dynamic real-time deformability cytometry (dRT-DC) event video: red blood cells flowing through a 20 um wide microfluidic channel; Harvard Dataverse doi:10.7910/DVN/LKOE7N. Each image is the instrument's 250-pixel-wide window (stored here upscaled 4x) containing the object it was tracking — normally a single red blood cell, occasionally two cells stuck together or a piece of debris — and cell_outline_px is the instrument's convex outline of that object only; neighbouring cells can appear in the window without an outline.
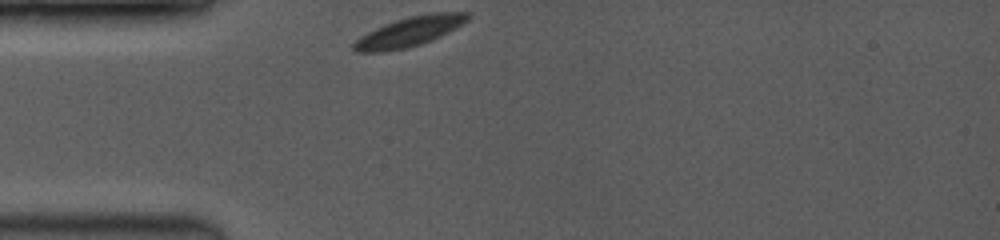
{"species": "common noctule bat (a hibernating species)", "species_latin": "Nyctalus noctula", "temperature_condition": "room temperature", "stored_images_in_passage": 38, "camera_frame_rate_fps": 3500, "um_per_image_px": 0.085, "animal": {"sex": "female", "body_mass_g": 19.0, "forearm_length_mm": 53.3}, "frame": {"image": 1, "passage_image": 1, "time_ms": 0.0, "image_size_px": [1000, 240], "cell_outline_px": [[472, 16], [468, 20], [456, 28], [432, 40], [420, 44], [404, 48], [384, 52], [356, 52], [352, 48], [352, 44], [360, 36], [384, 24], [396, 20], [412, 16], [432, 12], [468, 12]], "centroid_in_image_um": [34.81, 2.69], "position_along_channel_um": 50.2, "area_um2": 19.59}}
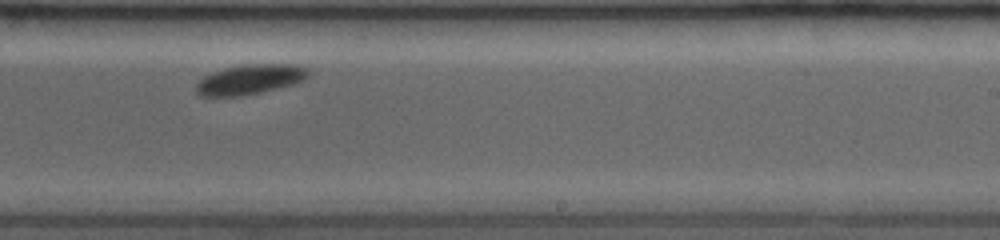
{"frame": {"image": 2, "passage_image": 21, "time_ms": 6.0, "image_size_px": [1000, 240], "cell_outline_px": [[308, 76], [304, 80], [296, 84], [260, 92], [240, 96], [200, 96], [196, 92], [196, 84], [204, 76], [212, 72], [224, 68], [244, 64], [296, 64], [308, 68]], "centroid_in_image_um": [21.27, 6.74], "position_along_channel_um": 267.7, "area_um2": 19.65}}
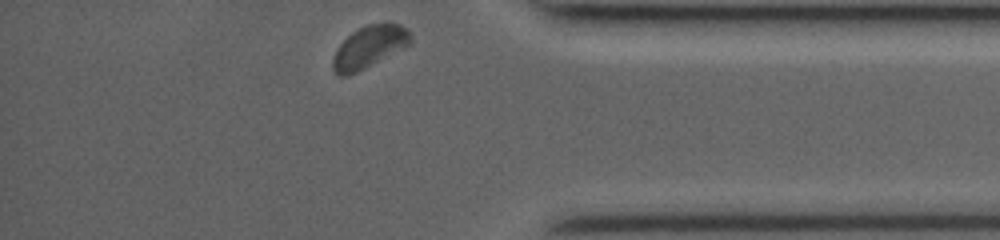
{"frame": {"image": 3, "passage_image": 38, "time_ms": 9.714, "image_size_px": [1000, 240], "cell_outline_px": [[412, 40], [408, 44], [364, 68], [348, 76], [340, 76], [332, 68], [332, 60], [336, 48], [352, 32], [368, 24], [400, 24], [408, 28], [412, 36]], "centroid_in_image_um": [31.35, 3.98], "position_along_channel_um": 403.8, "area_um2": 18.5}}